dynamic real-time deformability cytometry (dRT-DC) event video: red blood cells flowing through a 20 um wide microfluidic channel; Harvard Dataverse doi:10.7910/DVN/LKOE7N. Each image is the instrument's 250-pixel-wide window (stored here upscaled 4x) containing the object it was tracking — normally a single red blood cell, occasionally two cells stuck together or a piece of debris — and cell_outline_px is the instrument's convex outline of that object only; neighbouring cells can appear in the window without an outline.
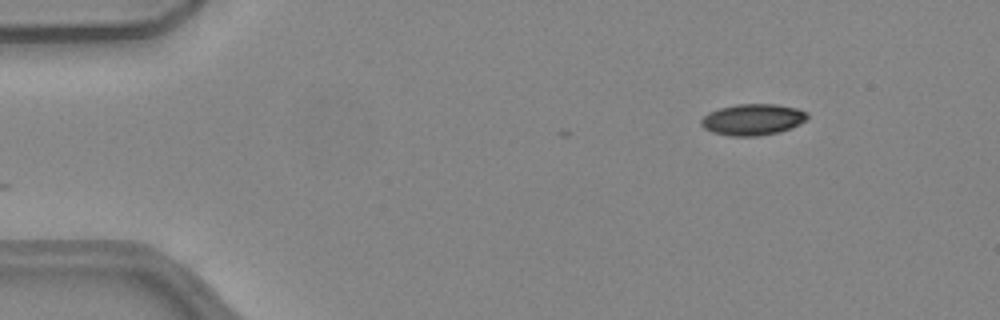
{"species": "common noctule bat (a hibernating species)", "species_latin": "Nyctalus noctula", "temperature_condition": "warm", "stored_images_in_passage": 4, "camera_frame_rate_fps": 3000, "um_per_image_px": 0.085, "animal": {"sex": "female", "body_mass_g": 24.6, "forearm_length_mm": 56.2}, "frame": {"image": 1, "passage_image": 1, "time_ms": 0.0, "image_size_px": [1000, 320], "cell_outline_px": [[808, 116], [804, 120], [780, 132], [756, 136], [732, 136], [712, 132], [704, 128], [700, 124], [700, 120], [708, 112], [720, 108], [736, 104], [776, 104], [796, 108], [808, 112]], "centroid_in_image_um": [63.94, 10.15], "position_along_channel_um": 21.1, "area_um2": 19.19}}